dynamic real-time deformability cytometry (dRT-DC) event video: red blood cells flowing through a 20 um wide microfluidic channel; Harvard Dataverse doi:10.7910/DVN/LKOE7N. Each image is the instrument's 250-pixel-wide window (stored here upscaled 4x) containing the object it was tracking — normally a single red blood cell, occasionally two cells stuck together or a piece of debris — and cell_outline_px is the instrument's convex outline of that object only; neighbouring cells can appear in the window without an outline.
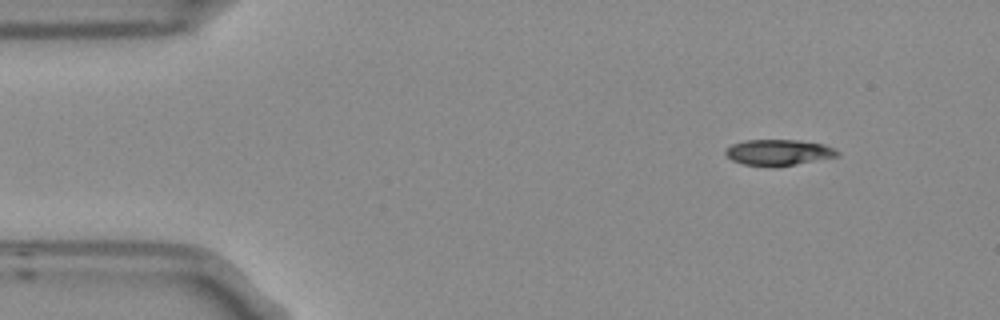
{"species": "Egyptian fruit bat (a non-hibernating species)", "species_latin": "Rousettus aegyptiacus", "temperature_condition": "room temperature", "stored_images_in_passage": 5, "camera_frame_rate_fps": 3000, "um_per_image_px": 0.085, "frame": {"image": 1, "passage_image": 1, "time_ms": 0.0, "image_size_px": [1000, 320], "cell_outline_px": [[840, 156], [776, 168], [768, 168], [744, 164], [732, 160], [724, 152], [732, 144], [744, 140], [796, 140], [824, 144], [840, 152]], "centroid_in_image_um": [66.18, 12.98], "position_along_channel_um": 18.8, "area_um2": 17.17}}
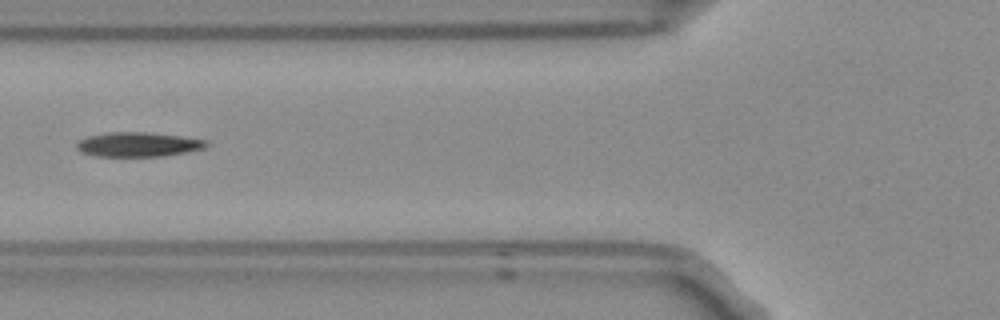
{"frame": {"image": 2, "passage_image": 5, "time_ms": 1.333, "image_size_px": [1000, 320], "cell_outline_px": [[208, 144], [204, 148], [164, 156], [96, 156], [80, 152], [76, 148], [76, 144], [80, 140], [88, 136], [108, 132], [148, 132], [180, 136], [208, 140]], "centroid_in_image_um": [11.72, 12.27], "position_along_channel_um": 114.1, "area_um2": 18.44}}